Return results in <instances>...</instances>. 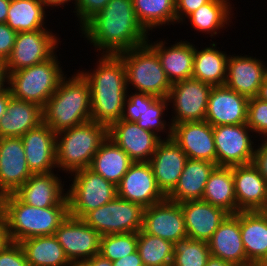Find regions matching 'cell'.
Here are the masks:
<instances>
[{"label":"cell","mask_w":267,"mask_h":266,"mask_svg":"<svg viewBox=\"0 0 267 266\" xmlns=\"http://www.w3.org/2000/svg\"><path fill=\"white\" fill-rule=\"evenodd\" d=\"M70 266H85L83 263H72Z\"/></svg>","instance_id":"obj_59"},{"label":"cell","mask_w":267,"mask_h":266,"mask_svg":"<svg viewBox=\"0 0 267 266\" xmlns=\"http://www.w3.org/2000/svg\"><path fill=\"white\" fill-rule=\"evenodd\" d=\"M10 242L5 223L0 219V251Z\"/></svg>","instance_id":"obj_53"},{"label":"cell","mask_w":267,"mask_h":266,"mask_svg":"<svg viewBox=\"0 0 267 266\" xmlns=\"http://www.w3.org/2000/svg\"><path fill=\"white\" fill-rule=\"evenodd\" d=\"M188 157L172 139H163L149 163L153 169L158 188L167 196L177 185Z\"/></svg>","instance_id":"obj_24"},{"label":"cell","mask_w":267,"mask_h":266,"mask_svg":"<svg viewBox=\"0 0 267 266\" xmlns=\"http://www.w3.org/2000/svg\"><path fill=\"white\" fill-rule=\"evenodd\" d=\"M234 55L228 57L225 86L248 98L257 97L267 74V63L249 55Z\"/></svg>","instance_id":"obj_19"},{"label":"cell","mask_w":267,"mask_h":266,"mask_svg":"<svg viewBox=\"0 0 267 266\" xmlns=\"http://www.w3.org/2000/svg\"><path fill=\"white\" fill-rule=\"evenodd\" d=\"M40 2L43 4L44 8L47 10L48 7H51V8L52 7L53 8L54 7H57V8L61 7V8H63L64 6L68 5L70 2L72 4H75L76 5L77 0H40Z\"/></svg>","instance_id":"obj_52"},{"label":"cell","mask_w":267,"mask_h":266,"mask_svg":"<svg viewBox=\"0 0 267 266\" xmlns=\"http://www.w3.org/2000/svg\"><path fill=\"white\" fill-rule=\"evenodd\" d=\"M172 266H206L211 256L208 243L185 238L174 242Z\"/></svg>","instance_id":"obj_40"},{"label":"cell","mask_w":267,"mask_h":266,"mask_svg":"<svg viewBox=\"0 0 267 266\" xmlns=\"http://www.w3.org/2000/svg\"><path fill=\"white\" fill-rule=\"evenodd\" d=\"M11 97V93L7 88L0 91V119L6 113L7 105L9 103V99Z\"/></svg>","instance_id":"obj_51"},{"label":"cell","mask_w":267,"mask_h":266,"mask_svg":"<svg viewBox=\"0 0 267 266\" xmlns=\"http://www.w3.org/2000/svg\"><path fill=\"white\" fill-rule=\"evenodd\" d=\"M240 230L247 260L258 266L267 256V214L240 211Z\"/></svg>","instance_id":"obj_29"},{"label":"cell","mask_w":267,"mask_h":266,"mask_svg":"<svg viewBox=\"0 0 267 266\" xmlns=\"http://www.w3.org/2000/svg\"><path fill=\"white\" fill-rule=\"evenodd\" d=\"M109 0H77L73 13H76L79 29L108 4Z\"/></svg>","instance_id":"obj_43"},{"label":"cell","mask_w":267,"mask_h":266,"mask_svg":"<svg viewBox=\"0 0 267 266\" xmlns=\"http://www.w3.org/2000/svg\"><path fill=\"white\" fill-rule=\"evenodd\" d=\"M257 97L260 100L267 102V74L265 76L264 82L260 86V90H259Z\"/></svg>","instance_id":"obj_57"},{"label":"cell","mask_w":267,"mask_h":266,"mask_svg":"<svg viewBox=\"0 0 267 266\" xmlns=\"http://www.w3.org/2000/svg\"><path fill=\"white\" fill-rule=\"evenodd\" d=\"M190 159L206 160L216 164V146L213 126L203 121L172 125L171 137Z\"/></svg>","instance_id":"obj_21"},{"label":"cell","mask_w":267,"mask_h":266,"mask_svg":"<svg viewBox=\"0 0 267 266\" xmlns=\"http://www.w3.org/2000/svg\"><path fill=\"white\" fill-rule=\"evenodd\" d=\"M108 137V128L89 120L56 134V165L59 171L72 172L88 168L102 142Z\"/></svg>","instance_id":"obj_5"},{"label":"cell","mask_w":267,"mask_h":266,"mask_svg":"<svg viewBox=\"0 0 267 266\" xmlns=\"http://www.w3.org/2000/svg\"><path fill=\"white\" fill-rule=\"evenodd\" d=\"M85 266H113V263L100 254L94 255L91 259L83 262Z\"/></svg>","instance_id":"obj_50"},{"label":"cell","mask_w":267,"mask_h":266,"mask_svg":"<svg viewBox=\"0 0 267 266\" xmlns=\"http://www.w3.org/2000/svg\"><path fill=\"white\" fill-rule=\"evenodd\" d=\"M246 125L254 132V137L267 139V102L258 97L249 98Z\"/></svg>","instance_id":"obj_42"},{"label":"cell","mask_w":267,"mask_h":266,"mask_svg":"<svg viewBox=\"0 0 267 266\" xmlns=\"http://www.w3.org/2000/svg\"><path fill=\"white\" fill-rule=\"evenodd\" d=\"M59 64L56 52L42 63L10 72L7 87L11 96L43 108L67 75Z\"/></svg>","instance_id":"obj_6"},{"label":"cell","mask_w":267,"mask_h":266,"mask_svg":"<svg viewBox=\"0 0 267 266\" xmlns=\"http://www.w3.org/2000/svg\"><path fill=\"white\" fill-rule=\"evenodd\" d=\"M43 123L56 134L91 120L90 87L83 75L65 76L42 108Z\"/></svg>","instance_id":"obj_4"},{"label":"cell","mask_w":267,"mask_h":266,"mask_svg":"<svg viewBox=\"0 0 267 266\" xmlns=\"http://www.w3.org/2000/svg\"><path fill=\"white\" fill-rule=\"evenodd\" d=\"M63 183L61 176L54 171L32 174L13 194L21 202L34 207L68 206L67 191H64L67 189Z\"/></svg>","instance_id":"obj_18"},{"label":"cell","mask_w":267,"mask_h":266,"mask_svg":"<svg viewBox=\"0 0 267 266\" xmlns=\"http://www.w3.org/2000/svg\"><path fill=\"white\" fill-rule=\"evenodd\" d=\"M46 15L40 0H10L5 23L17 33L48 29Z\"/></svg>","instance_id":"obj_36"},{"label":"cell","mask_w":267,"mask_h":266,"mask_svg":"<svg viewBox=\"0 0 267 266\" xmlns=\"http://www.w3.org/2000/svg\"><path fill=\"white\" fill-rule=\"evenodd\" d=\"M59 40L60 37L50 29L18 32L14 48L5 62L7 74L50 59L59 48Z\"/></svg>","instance_id":"obj_11"},{"label":"cell","mask_w":267,"mask_h":266,"mask_svg":"<svg viewBox=\"0 0 267 266\" xmlns=\"http://www.w3.org/2000/svg\"><path fill=\"white\" fill-rule=\"evenodd\" d=\"M127 91L122 120L136 122L144 111V93Z\"/></svg>","instance_id":"obj_44"},{"label":"cell","mask_w":267,"mask_h":266,"mask_svg":"<svg viewBox=\"0 0 267 266\" xmlns=\"http://www.w3.org/2000/svg\"><path fill=\"white\" fill-rule=\"evenodd\" d=\"M32 174L21 137L0 138V197L13 194Z\"/></svg>","instance_id":"obj_17"},{"label":"cell","mask_w":267,"mask_h":266,"mask_svg":"<svg viewBox=\"0 0 267 266\" xmlns=\"http://www.w3.org/2000/svg\"><path fill=\"white\" fill-rule=\"evenodd\" d=\"M27 165L33 174L50 173L56 165V133L45 123L22 137Z\"/></svg>","instance_id":"obj_22"},{"label":"cell","mask_w":267,"mask_h":266,"mask_svg":"<svg viewBox=\"0 0 267 266\" xmlns=\"http://www.w3.org/2000/svg\"><path fill=\"white\" fill-rule=\"evenodd\" d=\"M258 266H267V256Z\"/></svg>","instance_id":"obj_58"},{"label":"cell","mask_w":267,"mask_h":266,"mask_svg":"<svg viewBox=\"0 0 267 266\" xmlns=\"http://www.w3.org/2000/svg\"><path fill=\"white\" fill-rule=\"evenodd\" d=\"M135 14L147 32L176 24L175 0H133Z\"/></svg>","instance_id":"obj_37"},{"label":"cell","mask_w":267,"mask_h":266,"mask_svg":"<svg viewBox=\"0 0 267 266\" xmlns=\"http://www.w3.org/2000/svg\"><path fill=\"white\" fill-rule=\"evenodd\" d=\"M212 87L211 84L194 78L172 83L167 97L169 104L173 103L171 125L205 120Z\"/></svg>","instance_id":"obj_12"},{"label":"cell","mask_w":267,"mask_h":266,"mask_svg":"<svg viewBox=\"0 0 267 266\" xmlns=\"http://www.w3.org/2000/svg\"><path fill=\"white\" fill-rule=\"evenodd\" d=\"M0 213H1V197H0Z\"/></svg>","instance_id":"obj_61"},{"label":"cell","mask_w":267,"mask_h":266,"mask_svg":"<svg viewBox=\"0 0 267 266\" xmlns=\"http://www.w3.org/2000/svg\"><path fill=\"white\" fill-rule=\"evenodd\" d=\"M251 134L254 132L246 123L213 126L216 165L232 167L252 163L256 146Z\"/></svg>","instance_id":"obj_10"},{"label":"cell","mask_w":267,"mask_h":266,"mask_svg":"<svg viewBox=\"0 0 267 266\" xmlns=\"http://www.w3.org/2000/svg\"><path fill=\"white\" fill-rule=\"evenodd\" d=\"M232 9L230 0H211L189 14L185 19H188L191 28L199 31V33L210 34L209 37L213 38L214 35L220 33V29H226L232 22L231 18L235 14L232 13L234 12Z\"/></svg>","instance_id":"obj_33"},{"label":"cell","mask_w":267,"mask_h":266,"mask_svg":"<svg viewBox=\"0 0 267 266\" xmlns=\"http://www.w3.org/2000/svg\"><path fill=\"white\" fill-rule=\"evenodd\" d=\"M117 196L143 208L163 201L166 196L158 188L149 162H134L117 185Z\"/></svg>","instance_id":"obj_14"},{"label":"cell","mask_w":267,"mask_h":266,"mask_svg":"<svg viewBox=\"0 0 267 266\" xmlns=\"http://www.w3.org/2000/svg\"><path fill=\"white\" fill-rule=\"evenodd\" d=\"M0 266H29L19 243L9 242L0 251Z\"/></svg>","instance_id":"obj_45"},{"label":"cell","mask_w":267,"mask_h":266,"mask_svg":"<svg viewBox=\"0 0 267 266\" xmlns=\"http://www.w3.org/2000/svg\"><path fill=\"white\" fill-rule=\"evenodd\" d=\"M108 137L123 149L133 162H149L163 137L120 119L108 128Z\"/></svg>","instance_id":"obj_16"},{"label":"cell","mask_w":267,"mask_h":266,"mask_svg":"<svg viewBox=\"0 0 267 266\" xmlns=\"http://www.w3.org/2000/svg\"><path fill=\"white\" fill-rule=\"evenodd\" d=\"M174 243L145 233L138 232L137 250L144 266H172Z\"/></svg>","instance_id":"obj_38"},{"label":"cell","mask_w":267,"mask_h":266,"mask_svg":"<svg viewBox=\"0 0 267 266\" xmlns=\"http://www.w3.org/2000/svg\"><path fill=\"white\" fill-rule=\"evenodd\" d=\"M216 41L208 47L198 50L194 44V64L192 78L211 84L224 86L229 55L218 50ZM196 47V48H195Z\"/></svg>","instance_id":"obj_32"},{"label":"cell","mask_w":267,"mask_h":266,"mask_svg":"<svg viewBox=\"0 0 267 266\" xmlns=\"http://www.w3.org/2000/svg\"><path fill=\"white\" fill-rule=\"evenodd\" d=\"M42 122V107L11 96L6 113L0 119V138L22 137Z\"/></svg>","instance_id":"obj_30"},{"label":"cell","mask_w":267,"mask_h":266,"mask_svg":"<svg viewBox=\"0 0 267 266\" xmlns=\"http://www.w3.org/2000/svg\"><path fill=\"white\" fill-rule=\"evenodd\" d=\"M211 0H175L176 24L185 23V18Z\"/></svg>","instance_id":"obj_47"},{"label":"cell","mask_w":267,"mask_h":266,"mask_svg":"<svg viewBox=\"0 0 267 266\" xmlns=\"http://www.w3.org/2000/svg\"><path fill=\"white\" fill-rule=\"evenodd\" d=\"M138 232L102 235L99 254L111 262L137 250Z\"/></svg>","instance_id":"obj_41"},{"label":"cell","mask_w":267,"mask_h":266,"mask_svg":"<svg viewBox=\"0 0 267 266\" xmlns=\"http://www.w3.org/2000/svg\"><path fill=\"white\" fill-rule=\"evenodd\" d=\"M187 237L208 242L219 225L229 215L223 208L203 200L181 203Z\"/></svg>","instance_id":"obj_26"},{"label":"cell","mask_w":267,"mask_h":266,"mask_svg":"<svg viewBox=\"0 0 267 266\" xmlns=\"http://www.w3.org/2000/svg\"><path fill=\"white\" fill-rule=\"evenodd\" d=\"M55 236L71 263H83L99 254L102 235L81 218L68 214Z\"/></svg>","instance_id":"obj_13"},{"label":"cell","mask_w":267,"mask_h":266,"mask_svg":"<svg viewBox=\"0 0 267 266\" xmlns=\"http://www.w3.org/2000/svg\"><path fill=\"white\" fill-rule=\"evenodd\" d=\"M248 100V97L225 85L213 86L208 97L205 121L212 126L246 123Z\"/></svg>","instance_id":"obj_20"},{"label":"cell","mask_w":267,"mask_h":266,"mask_svg":"<svg viewBox=\"0 0 267 266\" xmlns=\"http://www.w3.org/2000/svg\"><path fill=\"white\" fill-rule=\"evenodd\" d=\"M142 230L173 243L187 238L181 205L165 198L144 208Z\"/></svg>","instance_id":"obj_15"},{"label":"cell","mask_w":267,"mask_h":266,"mask_svg":"<svg viewBox=\"0 0 267 266\" xmlns=\"http://www.w3.org/2000/svg\"><path fill=\"white\" fill-rule=\"evenodd\" d=\"M80 30L100 55H117L141 46L150 34L137 20L133 0H109Z\"/></svg>","instance_id":"obj_1"},{"label":"cell","mask_w":267,"mask_h":266,"mask_svg":"<svg viewBox=\"0 0 267 266\" xmlns=\"http://www.w3.org/2000/svg\"><path fill=\"white\" fill-rule=\"evenodd\" d=\"M69 178L72 183L66 188L68 209L74 217L82 219L117 196V186L89 168L76 170Z\"/></svg>","instance_id":"obj_8"},{"label":"cell","mask_w":267,"mask_h":266,"mask_svg":"<svg viewBox=\"0 0 267 266\" xmlns=\"http://www.w3.org/2000/svg\"><path fill=\"white\" fill-rule=\"evenodd\" d=\"M126 70L127 88L158 98H167L172 83L156 52L147 44L117 54Z\"/></svg>","instance_id":"obj_7"},{"label":"cell","mask_w":267,"mask_h":266,"mask_svg":"<svg viewBox=\"0 0 267 266\" xmlns=\"http://www.w3.org/2000/svg\"><path fill=\"white\" fill-rule=\"evenodd\" d=\"M202 200L223 208L229 214L237 213L232 167L216 166L206 182Z\"/></svg>","instance_id":"obj_35"},{"label":"cell","mask_w":267,"mask_h":266,"mask_svg":"<svg viewBox=\"0 0 267 266\" xmlns=\"http://www.w3.org/2000/svg\"><path fill=\"white\" fill-rule=\"evenodd\" d=\"M169 106L168 98H158L144 93V111L136 123L143 129L152 131L160 137L162 132L167 133L163 139H170L172 137V125L171 122L164 120L165 111L169 109Z\"/></svg>","instance_id":"obj_39"},{"label":"cell","mask_w":267,"mask_h":266,"mask_svg":"<svg viewBox=\"0 0 267 266\" xmlns=\"http://www.w3.org/2000/svg\"><path fill=\"white\" fill-rule=\"evenodd\" d=\"M206 266H235L232 263L226 262L225 260H222L221 258L210 256Z\"/></svg>","instance_id":"obj_56"},{"label":"cell","mask_w":267,"mask_h":266,"mask_svg":"<svg viewBox=\"0 0 267 266\" xmlns=\"http://www.w3.org/2000/svg\"><path fill=\"white\" fill-rule=\"evenodd\" d=\"M29 266H70L55 235L26 238L19 242Z\"/></svg>","instance_id":"obj_34"},{"label":"cell","mask_w":267,"mask_h":266,"mask_svg":"<svg viewBox=\"0 0 267 266\" xmlns=\"http://www.w3.org/2000/svg\"><path fill=\"white\" fill-rule=\"evenodd\" d=\"M237 212L263 211L267 206V182L252 163L232 166Z\"/></svg>","instance_id":"obj_23"},{"label":"cell","mask_w":267,"mask_h":266,"mask_svg":"<svg viewBox=\"0 0 267 266\" xmlns=\"http://www.w3.org/2000/svg\"><path fill=\"white\" fill-rule=\"evenodd\" d=\"M256 147L253 164L267 182V139H262L261 143H258Z\"/></svg>","instance_id":"obj_48"},{"label":"cell","mask_w":267,"mask_h":266,"mask_svg":"<svg viewBox=\"0 0 267 266\" xmlns=\"http://www.w3.org/2000/svg\"><path fill=\"white\" fill-rule=\"evenodd\" d=\"M166 40L150 41L147 44L156 52L161 66L171 83L186 80L193 76L194 44L187 40H176L175 44L166 46Z\"/></svg>","instance_id":"obj_27"},{"label":"cell","mask_w":267,"mask_h":266,"mask_svg":"<svg viewBox=\"0 0 267 266\" xmlns=\"http://www.w3.org/2000/svg\"><path fill=\"white\" fill-rule=\"evenodd\" d=\"M143 212L141 205L116 196L82 220L101 235L132 233L142 229Z\"/></svg>","instance_id":"obj_9"},{"label":"cell","mask_w":267,"mask_h":266,"mask_svg":"<svg viewBox=\"0 0 267 266\" xmlns=\"http://www.w3.org/2000/svg\"><path fill=\"white\" fill-rule=\"evenodd\" d=\"M133 163L128 154L107 137L88 168L117 186Z\"/></svg>","instance_id":"obj_31"},{"label":"cell","mask_w":267,"mask_h":266,"mask_svg":"<svg viewBox=\"0 0 267 266\" xmlns=\"http://www.w3.org/2000/svg\"><path fill=\"white\" fill-rule=\"evenodd\" d=\"M17 32L6 23H0V61L6 62L14 48Z\"/></svg>","instance_id":"obj_46"},{"label":"cell","mask_w":267,"mask_h":266,"mask_svg":"<svg viewBox=\"0 0 267 266\" xmlns=\"http://www.w3.org/2000/svg\"><path fill=\"white\" fill-rule=\"evenodd\" d=\"M10 0H0V23H5Z\"/></svg>","instance_id":"obj_55"},{"label":"cell","mask_w":267,"mask_h":266,"mask_svg":"<svg viewBox=\"0 0 267 266\" xmlns=\"http://www.w3.org/2000/svg\"><path fill=\"white\" fill-rule=\"evenodd\" d=\"M98 55L93 71H78L90 87L91 120L109 128L122 118L128 91L126 70L118 55Z\"/></svg>","instance_id":"obj_2"},{"label":"cell","mask_w":267,"mask_h":266,"mask_svg":"<svg viewBox=\"0 0 267 266\" xmlns=\"http://www.w3.org/2000/svg\"><path fill=\"white\" fill-rule=\"evenodd\" d=\"M112 263L113 266H144L138 250Z\"/></svg>","instance_id":"obj_49"},{"label":"cell","mask_w":267,"mask_h":266,"mask_svg":"<svg viewBox=\"0 0 267 266\" xmlns=\"http://www.w3.org/2000/svg\"><path fill=\"white\" fill-rule=\"evenodd\" d=\"M7 82H8V74L6 71V65L5 62L0 61V91L7 88Z\"/></svg>","instance_id":"obj_54"},{"label":"cell","mask_w":267,"mask_h":266,"mask_svg":"<svg viewBox=\"0 0 267 266\" xmlns=\"http://www.w3.org/2000/svg\"><path fill=\"white\" fill-rule=\"evenodd\" d=\"M216 166L215 163L206 160L188 158L177 185L166 198L178 204L202 200L206 182Z\"/></svg>","instance_id":"obj_28"},{"label":"cell","mask_w":267,"mask_h":266,"mask_svg":"<svg viewBox=\"0 0 267 266\" xmlns=\"http://www.w3.org/2000/svg\"><path fill=\"white\" fill-rule=\"evenodd\" d=\"M263 211L267 214V206L265 207V209Z\"/></svg>","instance_id":"obj_60"},{"label":"cell","mask_w":267,"mask_h":266,"mask_svg":"<svg viewBox=\"0 0 267 266\" xmlns=\"http://www.w3.org/2000/svg\"><path fill=\"white\" fill-rule=\"evenodd\" d=\"M207 243L212 256L235 266H253L247 260L241 239L240 211L229 214Z\"/></svg>","instance_id":"obj_25"},{"label":"cell","mask_w":267,"mask_h":266,"mask_svg":"<svg viewBox=\"0 0 267 266\" xmlns=\"http://www.w3.org/2000/svg\"><path fill=\"white\" fill-rule=\"evenodd\" d=\"M68 214V206L40 208L21 202L14 194L1 197L0 219L6 225L10 242L55 235Z\"/></svg>","instance_id":"obj_3"}]
</instances>
